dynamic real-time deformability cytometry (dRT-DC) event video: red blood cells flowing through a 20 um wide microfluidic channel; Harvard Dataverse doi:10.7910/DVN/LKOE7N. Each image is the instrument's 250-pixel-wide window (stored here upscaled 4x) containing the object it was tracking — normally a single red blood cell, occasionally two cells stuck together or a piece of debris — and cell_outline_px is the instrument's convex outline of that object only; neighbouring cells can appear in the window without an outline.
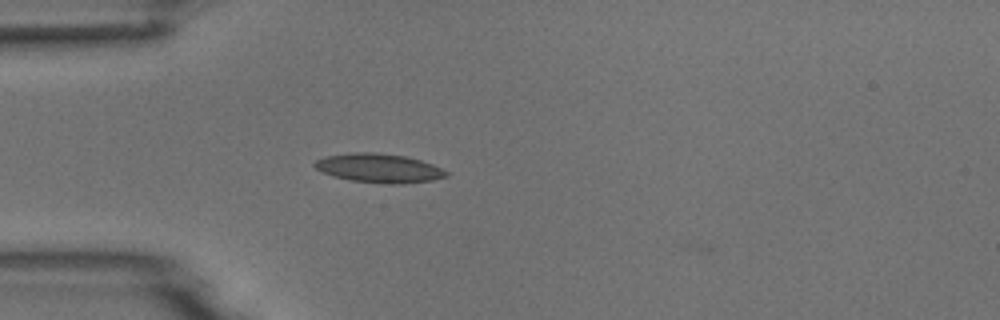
{"species": "common noctule bat (a hibernating species)", "species_latin": "Nyctalus noctula", "temperature_condition": "room temperature", "stored_images_in_passage": 2, "camera_frame_rate_fps": 3000, "um_per_image_px": 0.085, "animal": {"sex": "male", "body_mass_g": 18.8}, "frame": {"image": 1, "passage_image": 2, "time_ms": 1.333, "image_size_px": [1000, 320], "cell_outline_px": [[448, 176], [432, 180], [404, 184], [380, 184], [352, 180], [336, 176], [324, 172], [316, 168], [312, 164], [316, 160], [324, 156], [352, 152], [376, 152], [404, 156], [420, 160], [432, 164], [448, 172]], "centroid_in_image_um": [32.22, 14.29], "position_along_channel_um": 52.8, "area_um2": 22.2}}